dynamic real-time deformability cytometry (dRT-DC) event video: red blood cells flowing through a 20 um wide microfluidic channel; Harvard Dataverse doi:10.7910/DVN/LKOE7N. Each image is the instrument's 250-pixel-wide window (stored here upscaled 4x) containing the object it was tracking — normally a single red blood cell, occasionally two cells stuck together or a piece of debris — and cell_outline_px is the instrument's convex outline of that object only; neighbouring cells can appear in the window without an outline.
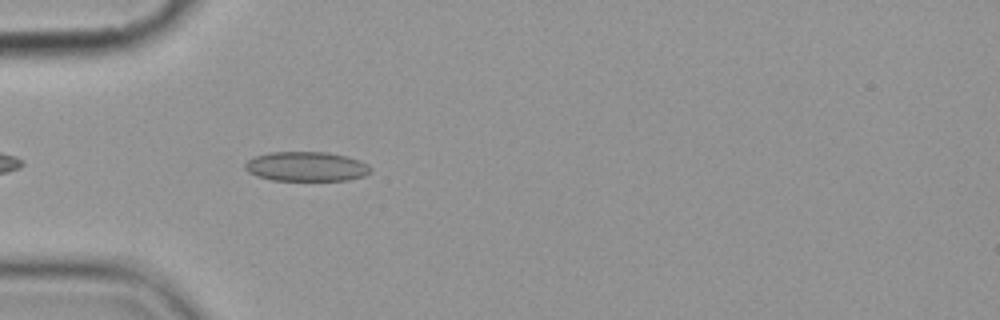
{"species": "common noctule bat (a hibernating species)", "species_latin": "Nyctalus noctula", "temperature_condition": "cold", "stored_images_in_passage": 5, "camera_frame_rate_fps": 3000, "um_per_image_px": 0.085, "animal": {"sex": "female", "body_mass_g": 19.9}, "frame": {"image": 1, "passage_image": 5, "time_ms": 4.667, "image_size_px": [1000, 320], "cell_outline_px": [[372, 172], [364, 176], [348, 180], [272, 180], [256, 176], [248, 172], [244, 168], [244, 164], [248, 160], [256, 156], [272, 152], [328, 152], [344, 156], [368, 164], [372, 168]], "centroid_in_image_um": [26.03, 14.16], "position_along_channel_um": 59.0, "area_um2": 21.56}}